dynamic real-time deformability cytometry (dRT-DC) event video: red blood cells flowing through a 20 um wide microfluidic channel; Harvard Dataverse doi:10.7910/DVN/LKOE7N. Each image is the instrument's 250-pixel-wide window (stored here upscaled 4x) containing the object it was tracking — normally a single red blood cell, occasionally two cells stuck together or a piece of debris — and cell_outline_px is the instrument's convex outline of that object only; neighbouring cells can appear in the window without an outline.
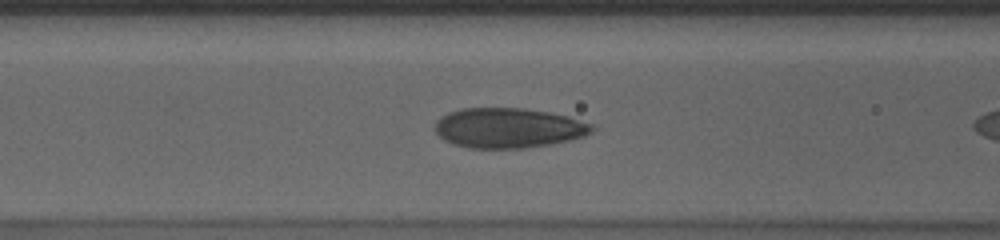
{"species": "human", "species_latin": "Homo sapiens", "temperature_condition": "cold", "stored_images_in_passage": 39, "camera_frame_rate_fps": 3000, "um_per_image_px": 0.085, "donor": {"sex": "male"}, "frame": {"image": 1, "passage_image": 5, "time_ms": 1.333, "image_size_px": [1000, 240], "cell_outline_px": [[596, 128], [592, 132], [584, 136], [552, 144], [528, 148], [468, 148], [452, 144], [444, 140], [436, 132], [436, 120], [440, 116], [448, 112], [460, 108], [524, 108], [552, 112], [568, 116], [592, 124]], "centroid_in_image_um": [43.22, 10.87], "position_along_channel_um": 123.4, "area_um2": 36.93}}
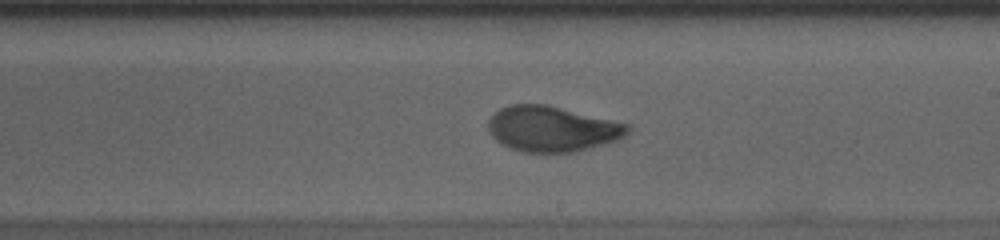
{"frame": {"image": 2, "passage_image": 15, "time_ms": 4.667, "image_size_px": [1000, 240], "cell_outline_px": [[632, 132], [616, 140], [588, 148], [572, 152], [524, 152], [508, 148], [496, 140], [492, 136], [488, 128], [488, 120], [500, 108], [508, 104], [544, 104], [632, 124]], "centroid_in_image_um": [46.95, 10.95], "position_along_channel_um": 242.1, "area_um2": 36.99}}
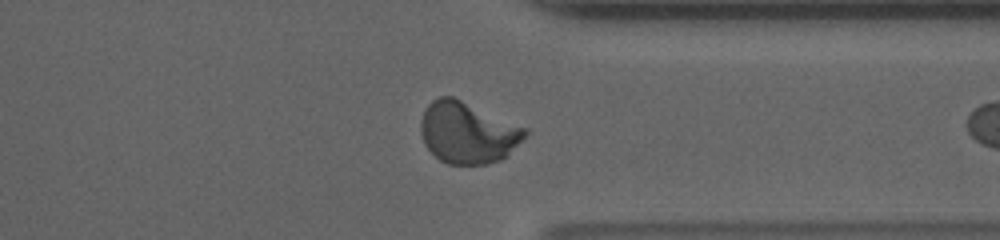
{"frame": {"image": 3, "passage_image": 26, "time_ms": 8.333, "image_size_px": [1000, 240], "cell_outline_px": [[528, 132], [500, 160], [488, 164], [448, 164], [440, 160], [424, 144], [420, 132], [420, 120], [428, 104], [432, 100], [440, 96], [452, 96], [524, 128]], "centroid_in_image_um": [39.67, 11.27], "position_along_channel_um": 371.7, "area_um2": 36.47}}